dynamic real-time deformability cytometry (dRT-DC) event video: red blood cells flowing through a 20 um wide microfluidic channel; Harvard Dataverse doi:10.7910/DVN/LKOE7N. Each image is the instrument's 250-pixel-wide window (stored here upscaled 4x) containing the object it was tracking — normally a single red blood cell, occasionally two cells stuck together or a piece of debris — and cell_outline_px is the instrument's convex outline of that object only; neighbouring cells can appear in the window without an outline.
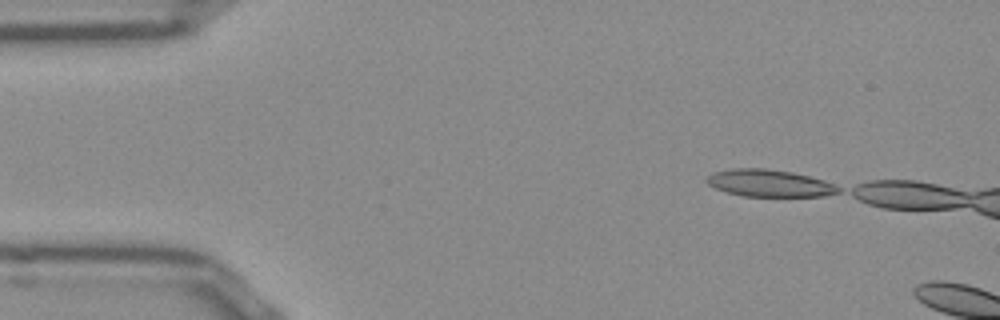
{"species": "Egyptian fruit bat (a non-hibernating species)", "species_latin": "Rousettus aegyptiacus", "temperature_condition": "room temperature", "stored_images_in_passage": 7, "camera_frame_rate_fps": 3000, "um_per_image_px": 0.085, "frame": {"image": 1, "passage_image": 7, "time_ms": 2.0, "image_size_px": [1000, 320], "cell_outline_px": [[964, 204], [944, 208], [896, 208], [876, 204], [900, 184], [924, 184], [944, 188], [956, 192]], "centroid_in_image_um": [78.26, 16.77], "position_along_channel_um": 6.7, "area_um2": 11.33}}